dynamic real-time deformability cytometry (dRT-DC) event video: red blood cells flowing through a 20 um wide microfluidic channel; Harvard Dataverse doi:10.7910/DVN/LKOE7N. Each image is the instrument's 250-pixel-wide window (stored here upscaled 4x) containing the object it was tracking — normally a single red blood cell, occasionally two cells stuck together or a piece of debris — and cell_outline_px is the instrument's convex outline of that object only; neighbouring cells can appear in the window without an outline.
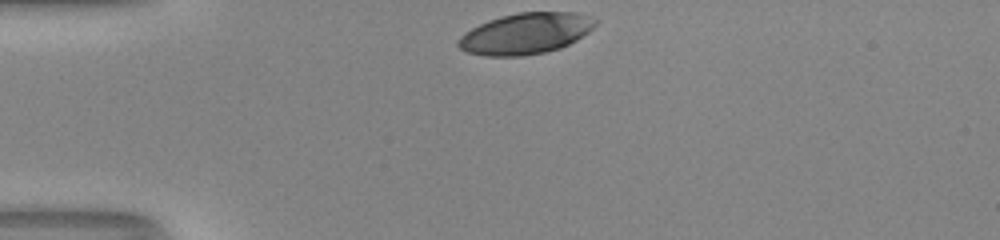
{"species": "human", "species_latin": "Homo sapiens", "temperature_condition": "room temperature", "stored_images_in_passage": 29, "camera_frame_rate_fps": 3000, "um_per_image_px": 0.085, "donor": {"sex": "male"}, "frame": {"image": 1, "passage_image": 1, "time_ms": 0.0, "image_size_px": [1000, 240], "cell_outline_px": [[596, 24], [588, 32], [576, 40], [560, 48], [544, 52], [520, 56], [488, 56], [468, 52], [460, 48], [456, 44], [460, 36], [464, 32], [488, 20], [500, 16], [520, 12], [576, 12], [596, 20]], "centroid_in_image_um": [44.65, 2.85], "position_along_channel_um": 40.4, "area_um2": 32.54}}
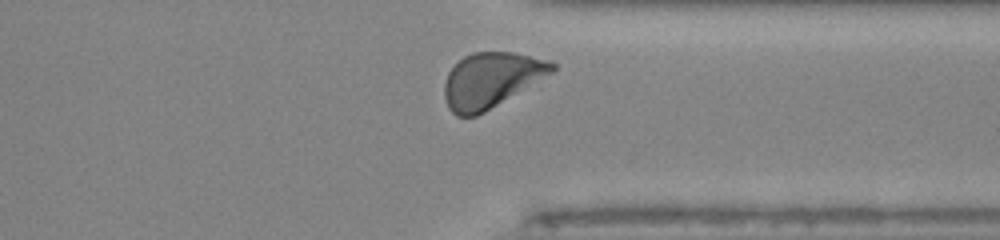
{"frame": {"image": 2, "passage_image": 28, "time_ms": 9.0, "image_size_px": [1000, 240], "cell_outline_px": [[556, 68], [552, 72], [484, 112], [476, 116], [456, 116], [448, 108], [444, 96], [444, 84], [448, 72], [464, 56], [472, 52], [512, 52], [544, 60], [556, 64]], "centroid_in_image_um": [41.68, 6.81], "position_along_channel_um": 369.7, "area_um2": 33.87}, "authors_computed_cell_mechanics": {"area_um2": 34.3332, "velocity_mm_per_s": 4.0861, "shape_relaxation_time_tau1_ms": 2.3274, "shape_relaxation_time_tau2_ms": null, "deformation_change_tau1": 0.1578, "deformation_change_tau2": null}}